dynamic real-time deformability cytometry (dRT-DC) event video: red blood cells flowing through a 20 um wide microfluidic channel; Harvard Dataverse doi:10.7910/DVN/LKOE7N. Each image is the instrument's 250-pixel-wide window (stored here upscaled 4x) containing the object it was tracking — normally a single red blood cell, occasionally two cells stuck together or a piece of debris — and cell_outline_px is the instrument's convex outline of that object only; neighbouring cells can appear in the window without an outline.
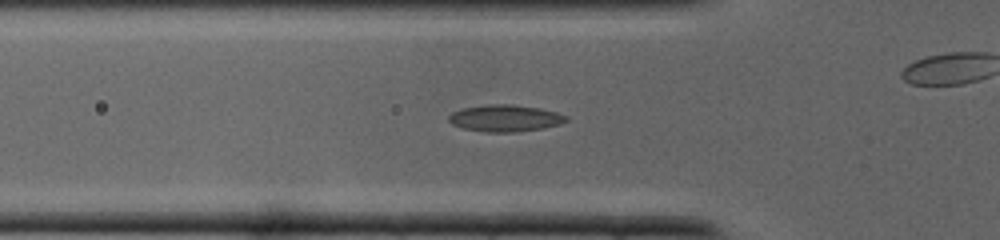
{"species": "common noctule bat (a hibernating species)", "species_latin": "Nyctalus noctula", "temperature_condition": "cold", "stored_images_in_passage": 29, "camera_frame_rate_fps": 3000, "um_per_image_px": 0.085, "animal": {"sex": "male", "body_mass_g": 19.0, "forearm_length_mm": 50.8}, "frame": {"image": 1, "passage_image": 3, "time_ms": 0.667, "image_size_px": [1000, 240], "cell_outline_px": [[568, 120], [560, 124], [544, 128], [512, 132], [484, 132], [464, 128], [452, 124], [448, 120], [448, 116], [452, 112], [460, 108], [488, 104], [512, 104], [540, 108], [556, 112], [568, 116]], "centroid_in_image_um": [42.92, 10.04], "position_along_channel_um": 82.9, "area_um2": 18.44}}
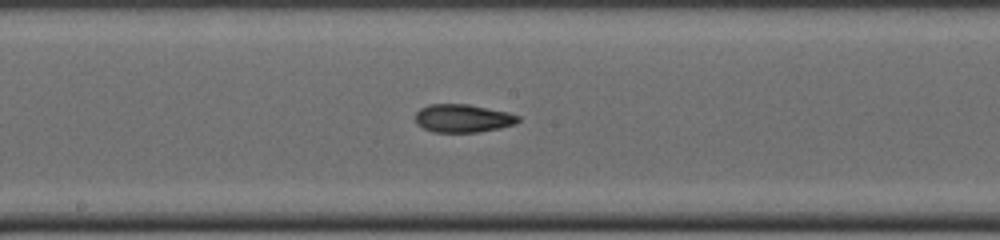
{"frame": {"image": 2, "passage_image": 10, "time_ms": 3.0, "image_size_px": [1000, 240], "cell_outline_px": [[520, 120], [516, 124], [500, 128], [476, 132], [436, 132], [424, 128], [416, 124], [416, 112], [420, 108], [428, 104], [468, 104], [508, 112], [520, 116]], "centroid_in_image_um": [39.35, 10.05], "position_along_channel_um": 208.8, "area_um2": 16.88}}
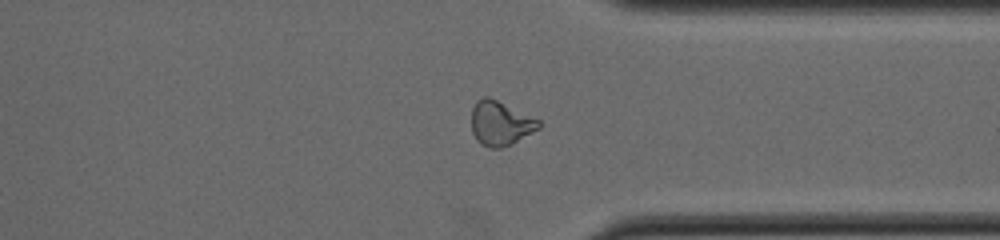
{"frame": {"image": 3, "passage_image": 19, "time_ms": 6.0, "image_size_px": [1000, 240], "cell_outline_px": [[540, 128], [512, 144], [500, 148], [488, 148], [480, 144], [476, 140], [472, 132], [472, 108], [476, 100], [484, 96], [488, 96], [540, 120]], "centroid_in_image_um": [42.51, 10.49], "position_along_channel_um": 368.9, "area_um2": 17.46}}